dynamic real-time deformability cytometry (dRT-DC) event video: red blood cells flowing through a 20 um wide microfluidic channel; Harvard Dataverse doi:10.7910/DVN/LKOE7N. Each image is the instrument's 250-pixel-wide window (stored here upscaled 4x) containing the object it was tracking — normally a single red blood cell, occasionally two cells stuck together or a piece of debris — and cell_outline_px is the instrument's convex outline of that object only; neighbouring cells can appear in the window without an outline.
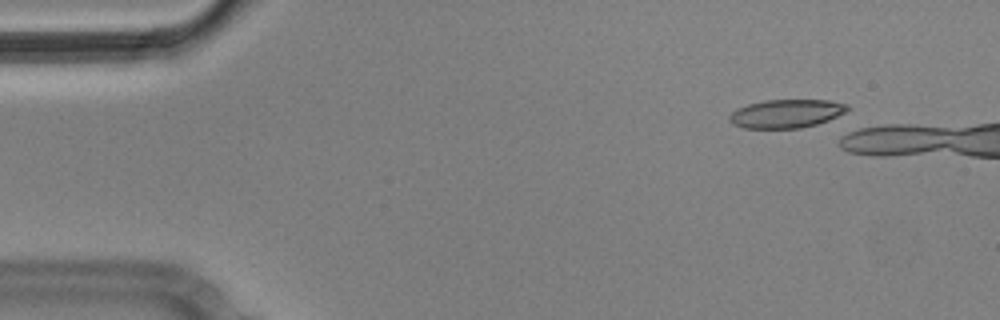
{"species": "Egyptian fruit bat (a non-hibernating species)", "species_latin": "Rousettus aegyptiacus", "temperature_condition": "cold", "stored_images_in_passage": 2, "camera_frame_rate_fps": 3000, "um_per_image_px": 0.085, "animal": {"sex": "male"}, "frame": {"image": 1, "passage_image": 1, "time_ms": 0.0, "image_size_px": [1000, 320], "cell_outline_px": [[852, 108], [828, 120], [816, 124], [800, 128], [744, 128], [732, 124], [728, 120], [728, 116], [736, 108], [748, 104], [764, 100], [828, 100], [848, 104]], "centroid_in_image_um": [66.81, 9.65], "position_along_channel_um": 18.2, "area_um2": 19.65}}